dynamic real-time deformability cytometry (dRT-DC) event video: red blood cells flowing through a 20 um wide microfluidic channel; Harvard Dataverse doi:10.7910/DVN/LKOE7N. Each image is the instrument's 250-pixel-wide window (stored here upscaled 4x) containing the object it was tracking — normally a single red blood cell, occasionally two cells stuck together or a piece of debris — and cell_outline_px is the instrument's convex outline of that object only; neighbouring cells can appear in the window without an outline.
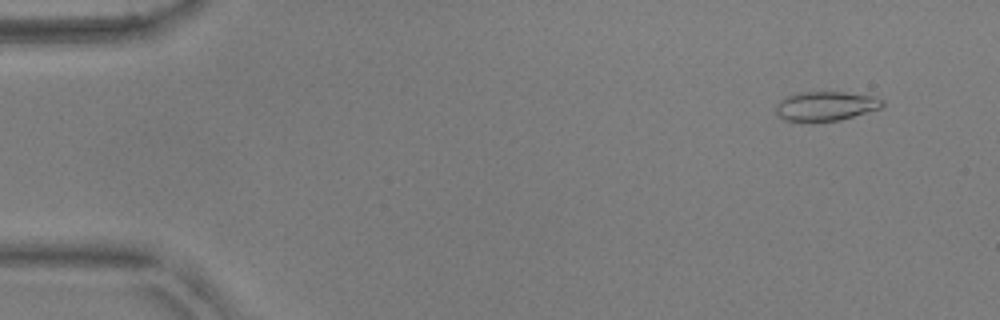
{"species": "common noctule bat (a hibernating species)", "species_latin": "Nyctalus noctula", "temperature_condition": "warm", "stored_images_in_passage": 10, "camera_frame_rate_fps": 3000, "um_per_image_px": 0.085, "animal": {"sex": "male", "body_mass_g": 17.9, "forearm_length_mm": 54.2}, "frame": {"image": 1, "passage_image": 4, "time_ms": 1.0, "image_size_px": [1000, 320], "cell_outline_px": [[884, 104], [880, 108], [840, 120], [812, 124], [800, 124], [784, 120], [776, 112], [776, 104], [780, 100], [796, 92], [844, 92], [872, 96], [884, 100]], "centroid_in_image_um": [70.12, 9.06], "position_along_channel_um": 14.9, "area_um2": 18.79}}